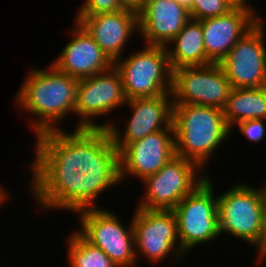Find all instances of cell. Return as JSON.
Returning <instances> with one entry per match:
<instances>
[{"label":"cell","mask_w":266,"mask_h":267,"mask_svg":"<svg viewBox=\"0 0 266 267\" xmlns=\"http://www.w3.org/2000/svg\"><path fill=\"white\" fill-rule=\"evenodd\" d=\"M35 140L31 166L78 167L92 178H120L119 152L107 129L53 130Z\"/></svg>","instance_id":"obj_1"},{"label":"cell","mask_w":266,"mask_h":267,"mask_svg":"<svg viewBox=\"0 0 266 267\" xmlns=\"http://www.w3.org/2000/svg\"><path fill=\"white\" fill-rule=\"evenodd\" d=\"M48 67L31 68L14 99L16 108L24 114H33L29 123L35 136L62 129L57 123L64 121L71 112L74 114L76 105L79 80L58 71L51 62Z\"/></svg>","instance_id":"obj_2"},{"label":"cell","mask_w":266,"mask_h":267,"mask_svg":"<svg viewBox=\"0 0 266 267\" xmlns=\"http://www.w3.org/2000/svg\"><path fill=\"white\" fill-rule=\"evenodd\" d=\"M175 155L205 171L210 157L230 137L223 110L194 104H173Z\"/></svg>","instance_id":"obj_3"},{"label":"cell","mask_w":266,"mask_h":267,"mask_svg":"<svg viewBox=\"0 0 266 267\" xmlns=\"http://www.w3.org/2000/svg\"><path fill=\"white\" fill-rule=\"evenodd\" d=\"M134 51L114 62L126 98H152L171 93L172 69L165 46L146 45Z\"/></svg>","instance_id":"obj_4"},{"label":"cell","mask_w":266,"mask_h":267,"mask_svg":"<svg viewBox=\"0 0 266 267\" xmlns=\"http://www.w3.org/2000/svg\"><path fill=\"white\" fill-rule=\"evenodd\" d=\"M240 182L217 196L219 233L220 237L224 233L237 237L252 247L260 240L266 184L255 188Z\"/></svg>","instance_id":"obj_5"},{"label":"cell","mask_w":266,"mask_h":267,"mask_svg":"<svg viewBox=\"0 0 266 267\" xmlns=\"http://www.w3.org/2000/svg\"><path fill=\"white\" fill-rule=\"evenodd\" d=\"M210 176L173 209L181 249L187 254L198 245L220 238L217 195ZM190 250V251H189Z\"/></svg>","instance_id":"obj_6"},{"label":"cell","mask_w":266,"mask_h":267,"mask_svg":"<svg viewBox=\"0 0 266 267\" xmlns=\"http://www.w3.org/2000/svg\"><path fill=\"white\" fill-rule=\"evenodd\" d=\"M77 230L93 246L100 248L118 267L137 266L132 218L125 227L109 209L87 208L78 211ZM136 264V265H135Z\"/></svg>","instance_id":"obj_7"},{"label":"cell","mask_w":266,"mask_h":267,"mask_svg":"<svg viewBox=\"0 0 266 267\" xmlns=\"http://www.w3.org/2000/svg\"><path fill=\"white\" fill-rule=\"evenodd\" d=\"M206 178L195 162L175 155L156 174L141 180L146 188L136 207L173 210Z\"/></svg>","instance_id":"obj_8"},{"label":"cell","mask_w":266,"mask_h":267,"mask_svg":"<svg viewBox=\"0 0 266 267\" xmlns=\"http://www.w3.org/2000/svg\"><path fill=\"white\" fill-rule=\"evenodd\" d=\"M132 224L137 262L141 255L153 265L159 264L171 252L177 263L186 257L178 242L177 220L173 210L136 207Z\"/></svg>","instance_id":"obj_9"},{"label":"cell","mask_w":266,"mask_h":267,"mask_svg":"<svg viewBox=\"0 0 266 267\" xmlns=\"http://www.w3.org/2000/svg\"><path fill=\"white\" fill-rule=\"evenodd\" d=\"M127 100L121 75L114 65L107 71L80 79L74 108V114L80 119L75 129H102L97 119L110 116L117 107H124Z\"/></svg>","instance_id":"obj_10"},{"label":"cell","mask_w":266,"mask_h":267,"mask_svg":"<svg viewBox=\"0 0 266 267\" xmlns=\"http://www.w3.org/2000/svg\"><path fill=\"white\" fill-rule=\"evenodd\" d=\"M231 89L218 63L172 70L173 104L204 105L223 110Z\"/></svg>","instance_id":"obj_11"},{"label":"cell","mask_w":266,"mask_h":267,"mask_svg":"<svg viewBox=\"0 0 266 267\" xmlns=\"http://www.w3.org/2000/svg\"><path fill=\"white\" fill-rule=\"evenodd\" d=\"M126 105L131 112H129L130 117L127 118L126 124L124 123L125 129L120 131L116 121L109 119V117L108 121L106 119L102 123V129L109 131L113 145L119 153L129 143L143 139L148 134L167 129L172 125L173 100L171 93L152 98L130 99L127 100Z\"/></svg>","instance_id":"obj_12"},{"label":"cell","mask_w":266,"mask_h":267,"mask_svg":"<svg viewBox=\"0 0 266 267\" xmlns=\"http://www.w3.org/2000/svg\"><path fill=\"white\" fill-rule=\"evenodd\" d=\"M265 25L259 20L219 63L231 88L266 86Z\"/></svg>","instance_id":"obj_13"},{"label":"cell","mask_w":266,"mask_h":267,"mask_svg":"<svg viewBox=\"0 0 266 267\" xmlns=\"http://www.w3.org/2000/svg\"><path fill=\"white\" fill-rule=\"evenodd\" d=\"M30 169V196L39 207L49 212L62 209L74 214L81 210V174L78 167L30 166Z\"/></svg>","instance_id":"obj_14"},{"label":"cell","mask_w":266,"mask_h":267,"mask_svg":"<svg viewBox=\"0 0 266 267\" xmlns=\"http://www.w3.org/2000/svg\"><path fill=\"white\" fill-rule=\"evenodd\" d=\"M174 156L173 124L167 129L129 143L119 153L121 184L129 175L130 178L136 177L141 181L147 176L156 174Z\"/></svg>","instance_id":"obj_15"},{"label":"cell","mask_w":266,"mask_h":267,"mask_svg":"<svg viewBox=\"0 0 266 267\" xmlns=\"http://www.w3.org/2000/svg\"><path fill=\"white\" fill-rule=\"evenodd\" d=\"M74 21L85 28L113 63L123 57L129 39L139 32L138 12L128 7L116 12L76 16Z\"/></svg>","instance_id":"obj_16"},{"label":"cell","mask_w":266,"mask_h":267,"mask_svg":"<svg viewBox=\"0 0 266 267\" xmlns=\"http://www.w3.org/2000/svg\"><path fill=\"white\" fill-rule=\"evenodd\" d=\"M74 23L72 38L51 64L58 71L78 80L109 70L114 63L85 28L77 21Z\"/></svg>","instance_id":"obj_17"},{"label":"cell","mask_w":266,"mask_h":267,"mask_svg":"<svg viewBox=\"0 0 266 267\" xmlns=\"http://www.w3.org/2000/svg\"><path fill=\"white\" fill-rule=\"evenodd\" d=\"M139 32L146 45L166 46L191 19L176 0H145L137 10Z\"/></svg>","instance_id":"obj_18"},{"label":"cell","mask_w":266,"mask_h":267,"mask_svg":"<svg viewBox=\"0 0 266 267\" xmlns=\"http://www.w3.org/2000/svg\"><path fill=\"white\" fill-rule=\"evenodd\" d=\"M259 20L249 11L233 8L227 14L200 20L207 59L220 63Z\"/></svg>","instance_id":"obj_19"},{"label":"cell","mask_w":266,"mask_h":267,"mask_svg":"<svg viewBox=\"0 0 266 267\" xmlns=\"http://www.w3.org/2000/svg\"><path fill=\"white\" fill-rule=\"evenodd\" d=\"M165 48L172 70L211 64L206 56L202 26L197 20L190 19Z\"/></svg>","instance_id":"obj_20"},{"label":"cell","mask_w":266,"mask_h":267,"mask_svg":"<svg viewBox=\"0 0 266 267\" xmlns=\"http://www.w3.org/2000/svg\"><path fill=\"white\" fill-rule=\"evenodd\" d=\"M230 132L235 124L249 119L266 120V86L259 88H232L223 108Z\"/></svg>","instance_id":"obj_21"},{"label":"cell","mask_w":266,"mask_h":267,"mask_svg":"<svg viewBox=\"0 0 266 267\" xmlns=\"http://www.w3.org/2000/svg\"><path fill=\"white\" fill-rule=\"evenodd\" d=\"M67 263L70 267H118L100 248L93 246L78 231L67 236Z\"/></svg>","instance_id":"obj_22"},{"label":"cell","mask_w":266,"mask_h":267,"mask_svg":"<svg viewBox=\"0 0 266 267\" xmlns=\"http://www.w3.org/2000/svg\"><path fill=\"white\" fill-rule=\"evenodd\" d=\"M120 183V178H92L86 173L81 174V210L100 208L101 205L95 204V199Z\"/></svg>","instance_id":"obj_23"},{"label":"cell","mask_w":266,"mask_h":267,"mask_svg":"<svg viewBox=\"0 0 266 267\" xmlns=\"http://www.w3.org/2000/svg\"><path fill=\"white\" fill-rule=\"evenodd\" d=\"M193 20H203L227 14L232 6L226 0H192L188 8Z\"/></svg>","instance_id":"obj_24"},{"label":"cell","mask_w":266,"mask_h":267,"mask_svg":"<svg viewBox=\"0 0 266 267\" xmlns=\"http://www.w3.org/2000/svg\"><path fill=\"white\" fill-rule=\"evenodd\" d=\"M126 7L120 0H85L76 16H92L99 13L116 12Z\"/></svg>","instance_id":"obj_25"},{"label":"cell","mask_w":266,"mask_h":267,"mask_svg":"<svg viewBox=\"0 0 266 267\" xmlns=\"http://www.w3.org/2000/svg\"><path fill=\"white\" fill-rule=\"evenodd\" d=\"M266 120L264 119H249L235 124L240 134L247 140L258 143L265 139L266 136Z\"/></svg>","instance_id":"obj_26"},{"label":"cell","mask_w":266,"mask_h":267,"mask_svg":"<svg viewBox=\"0 0 266 267\" xmlns=\"http://www.w3.org/2000/svg\"><path fill=\"white\" fill-rule=\"evenodd\" d=\"M232 8H241L252 13L258 20H263L262 17L255 13V6H252L248 0H226ZM248 2V3H247Z\"/></svg>","instance_id":"obj_27"},{"label":"cell","mask_w":266,"mask_h":267,"mask_svg":"<svg viewBox=\"0 0 266 267\" xmlns=\"http://www.w3.org/2000/svg\"><path fill=\"white\" fill-rule=\"evenodd\" d=\"M253 247L257 249V257H255L257 260L256 263L263 264V262L266 261V239L259 240Z\"/></svg>","instance_id":"obj_28"},{"label":"cell","mask_w":266,"mask_h":267,"mask_svg":"<svg viewBox=\"0 0 266 267\" xmlns=\"http://www.w3.org/2000/svg\"><path fill=\"white\" fill-rule=\"evenodd\" d=\"M125 7L138 10L145 2V0H120Z\"/></svg>","instance_id":"obj_29"},{"label":"cell","mask_w":266,"mask_h":267,"mask_svg":"<svg viewBox=\"0 0 266 267\" xmlns=\"http://www.w3.org/2000/svg\"><path fill=\"white\" fill-rule=\"evenodd\" d=\"M266 239V196L264 200L263 210H262V227L260 240Z\"/></svg>","instance_id":"obj_30"},{"label":"cell","mask_w":266,"mask_h":267,"mask_svg":"<svg viewBox=\"0 0 266 267\" xmlns=\"http://www.w3.org/2000/svg\"><path fill=\"white\" fill-rule=\"evenodd\" d=\"M10 193L7 192V189L5 190L4 186L0 184V207L2 208L3 204H5L6 201L9 200ZM8 197V198H7Z\"/></svg>","instance_id":"obj_31"},{"label":"cell","mask_w":266,"mask_h":267,"mask_svg":"<svg viewBox=\"0 0 266 267\" xmlns=\"http://www.w3.org/2000/svg\"><path fill=\"white\" fill-rule=\"evenodd\" d=\"M180 4L184 5L185 7L189 8L191 6L192 0H176Z\"/></svg>","instance_id":"obj_32"}]
</instances>
